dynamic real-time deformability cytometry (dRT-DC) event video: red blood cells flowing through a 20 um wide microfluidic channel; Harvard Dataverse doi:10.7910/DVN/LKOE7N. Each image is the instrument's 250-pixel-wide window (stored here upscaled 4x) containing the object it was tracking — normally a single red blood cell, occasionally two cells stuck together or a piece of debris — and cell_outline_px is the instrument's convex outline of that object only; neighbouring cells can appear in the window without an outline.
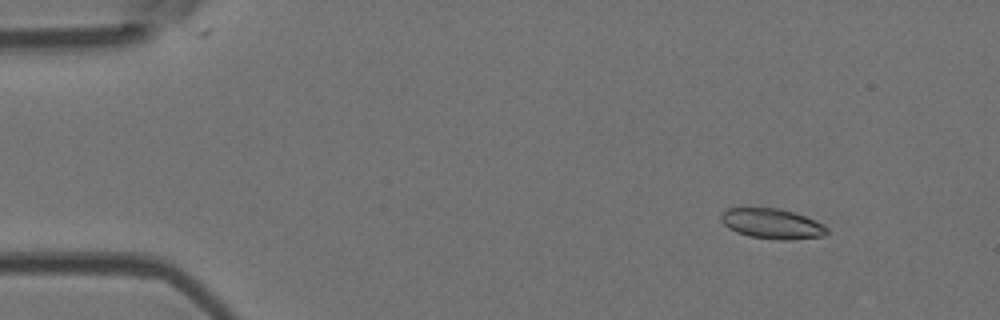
{"species": "Egyptian fruit bat (a non-hibernating species)", "species_latin": "Rousettus aegyptiacus", "temperature_condition": "room temperature", "stored_images_in_passage": 5, "camera_frame_rate_fps": 3000, "um_per_image_px": 0.085, "animal": {"sex": "female"}, "frame": {"image": 1, "passage_image": 2, "time_ms": 2.0, "image_size_px": [1000, 320], "cell_outline_px": [[828, 232], [824, 236], [788, 240], [780, 240], [748, 236], [736, 232], [728, 228], [720, 220], [720, 216], [728, 208], [780, 208], [804, 216], [824, 224], [828, 228]], "centroid_in_image_um": [65.63, 19.02], "position_along_channel_um": 19.4, "area_um2": 18.61}}
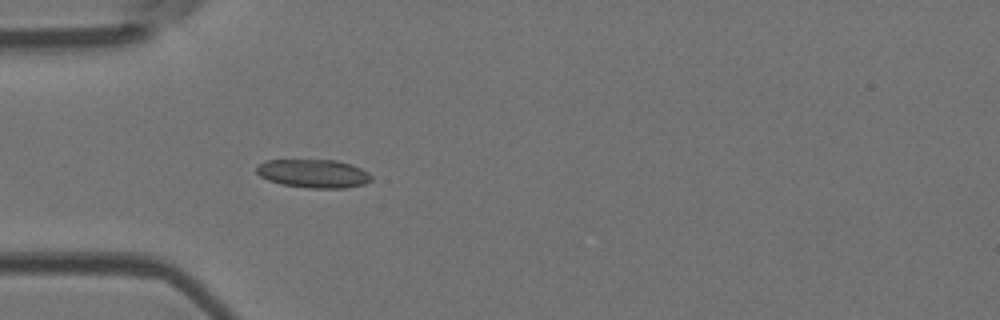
{"frame": {"image": 2, "passage_image": 5, "time_ms": 5.333, "image_size_px": [1000, 320], "cell_outline_px": [[372, 180], [364, 184], [344, 188], [308, 188], [280, 184], [268, 180], [260, 176], [256, 172], [256, 168], [260, 164], [268, 160], [336, 160], [352, 164], [368, 172], [372, 176]], "centroid_in_image_um": [26.66, 14.75], "position_along_channel_um": 58.3, "area_um2": 19.07}}